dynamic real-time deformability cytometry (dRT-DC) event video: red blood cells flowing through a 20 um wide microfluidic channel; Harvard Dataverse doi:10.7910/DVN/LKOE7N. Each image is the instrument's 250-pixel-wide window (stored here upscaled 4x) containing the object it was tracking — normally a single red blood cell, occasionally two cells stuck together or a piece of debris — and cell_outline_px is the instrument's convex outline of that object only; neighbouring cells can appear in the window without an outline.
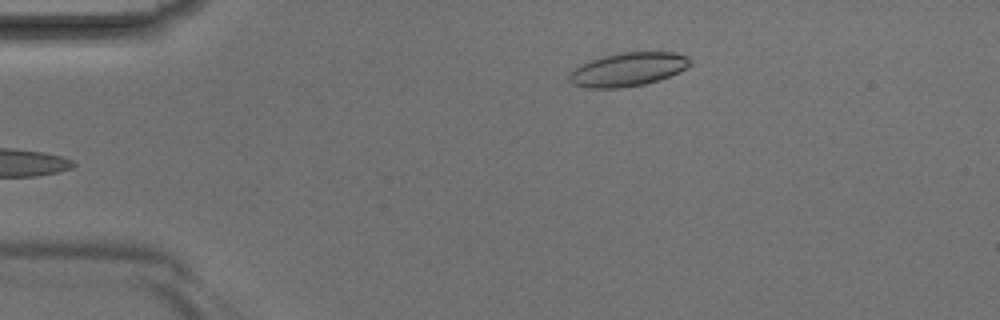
{"species": "Egyptian fruit bat (a non-hibernating species)", "species_latin": "Rousettus aegyptiacus", "temperature_condition": "room temperature", "stored_images_in_passage": 4, "camera_frame_rate_fps": 3000, "um_per_image_px": 0.085, "animal": {"sex": "male"}, "frame": {"image": 1, "passage_image": 4, "time_ms": 1.0, "image_size_px": [1000, 320], "cell_outline_px": [[692, 64], [660, 80], [644, 84], [620, 88], [588, 88], [572, 84], [568, 80], [568, 76], [580, 64], [604, 56], [620, 52], [676, 52], [692, 60]], "centroid_in_image_um": [53.36, 5.9], "position_along_channel_um": 31.6, "area_um2": 23.47}}